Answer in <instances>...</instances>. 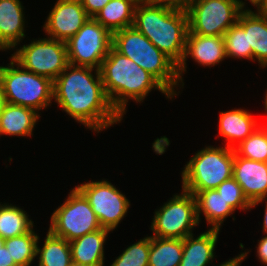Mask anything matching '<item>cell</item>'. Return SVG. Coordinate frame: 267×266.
I'll return each mask as SVG.
<instances>
[{
    "label": "cell",
    "instance_id": "obj_40",
    "mask_svg": "<svg viewBox=\"0 0 267 266\" xmlns=\"http://www.w3.org/2000/svg\"><path fill=\"white\" fill-rule=\"evenodd\" d=\"M133 3H135L136 5L142 4V3H146V2H150L153 0H131Z\"/></svg>",
    "mask_w": 267,
    "mask_h": 266
},
{
    "label": "cell",
    "instance_id": "obj_16",
    "mask_svg": "<svg viewBox=\"0 0 267 266\" xmlns=\"http://www.w3.org/2000/svg\"><path fill=\"white\" fill-rule=\"evenodd\" d=\"M39 116L32 108L3 102L0 105V136H31Z\"/></svg>",
    "mask_w": 267,
    "mask_h": 266
},
{
    "label": "cell",
    "instance_id": "obj_41",
    "mask_svg": "<svg viewBox=\"0 0 267 266\" xmlns=\"http://www.w3.org/2000/svg\"><path fill=\"white\" fill-rule=\"evenodd\" d=\"M3 103V97H2V82L0 77V105Z\"/></svg>",
    "mask_w": 267,
    "mask_h": 266
},
{
    "label": "cell",
    "instance_id": "obj_3",
    "mask_svg": "<svg viewBox=\"0 0 267 266\" xmlns=\"http://www.w3.org/2000/svg\"><path fill=\"white\" fill-rule=\"evenodd\" d=\"M133 27L177 66L181 63L188 32L185 9L171 7L157 0L136 5Z\"/></svg>",
    "mask_w": 267,
    "mask_h": 266
},
{
    "label": "cell",
    "instance_id": "obj_32",
    "mask_svg": "<svg viewBox=\"0 0 267 266\" xmlns=\"http://www.w3.org/2000/svg\"><path fill=\"white\" fill-rule=\"evenodd\" d=\"M83 8L90 18H94L96 14L110 1V0H80Z\"/></svg>",
    "mask_w": 267,
    "mask_h": 266
},
{
    "label": "cell",
    "instance_id": "obj_35",
    "mask_svg": "<svg viewBox=\"0 0 267 266\" xmlns=\"http://www.w3.org/2000/svg\"><path fill=\"white\" fill-rule=\"evenodd\" d=\"M0 266H17L5 245L0 249Z\"/></svg>",
    "mask_w": 267,
    "mask_h": 266
},
{
    "label": "cell",
    "instance_id": "obj_8",
    "mask_svg": "<svg viewBox=\"0 0 267 266\" xmlns=\"http://www.w3.org/2000/svg\"><path fill=\"white\" fill-rule=\"evenodd\" d=\"M50 223L49 231L68 242L102 228L88 200L76 187L52 213Z\"/></svg>",
    "mask_w": 267,
    "mask_h": 266
},
{
    "label": "cell",
    "instance_id": "obj_42",
    "mask_svg": "<svg viewBox=\"0 0 267 266\" xmlns=\"http://www.w3.org/2000/svg\"><path fill=\"white\" fill-rule=\"evenodd\" d=\"M5 245V239L0 236V249Z\"/></svg>",
    "mask_w": 267,
    "mask_h": 266
},
{
    "label": "cell",
    "instance_id": "obj_20",
    "mask_svg": "<svg viewBox=\"0 0 267 266\" xmlns=\"http://www.w3.org/2000/svg\"><path fill=\"white\" fill-rule=\"evenodd\" d=\"M23 9L20 0H0V42L8 50L25 37Z\"/></svg>",
    "mask_w": 267,
    "mask_h": 266
},
{
    "label": "cell",
    "instance_id": "obj_36",
    "mask_svg": "<svg viewBox=\"0 0 267 266\" xmlns=\"http://www.w3.org/2000/svg\"><path fill=\"white\" fill-rule=\"evenodd\" d=\"M248 252H242L239 256L229 259L228 261L223 262L219 266H240V264L247 258ZM246 257V258H245Z\"/></svg>",
    "mask_w": 267,
    "mask_h": 266
},
{
    "label": "cell",
    "instance_id": "obj_5",
    "mask_svg": "<svg viewBox=\"0 0 267 266\" xmlns=\"http://www.w3.org/2000/svg\"><path fill=\"white\" fill-rule=\"evenodd\" d=\"M0 77L3 102L29 107L37 112L52 103L53 81L22 68L12 57L8 66H0Z\"/></svg>",
    "mask_w": 267,
    "mask_h": 266
},
{
    "label": "cell",
    "instance_id": "obj_12",
    "mask_svg": "<svg viewBox=\"0 0 267 266\" xmlns=\"http://www.w3.org/2000/svg\"><path fill=\"white\" fill-rule=\"evenodd\" d=\"M76 188L88 200L102 228L113 231L127 214L130 201L107 180L91 181Z\"/></svg>",
    "mask_w": 267,
    "mask_h": 266
},
{
    "label": "cell",
    "instance_id": "obj_44",
    "mask_svg": "<svg viewBox=\"0 0 267 266\" xmlns=\"http://www.w3.org/2000/svg\"><path fill=\"white\" fill-rule=\"evenodd\" d=\"M0 50H8L1 42H0Z\"/></svg>",
    "mask_w": 267,
    "mask_h": 266
},
{
    "label": "cell",
    "instance_id": "obj_39",
    "mask_svg": "<svg viewBox=\"0 0 267 266\" xmlns=\"http://www.w3.org/2000/svg\"><path fill=\"white\" fill-rule=\"evenodd\" d=\"M265 1L266 0H249V2H251L253 6L257 7V10L262 6Z\"/></svg>",
    "mask_w": 267,
    "mask_h": 266
},
{
    "label": "cell",
    "instance_id": "obj_43",
    "mask_svg": "<svg viewBox=\"0 0 267 266\" xmlns=\"http://www.w3.org/2000/svg\"><path fill=\"white\" fill-rule=\"evenodd\" d=\"M264 107H265V112H267V92H266V95H265V100H264Z\"/></svg>",
    "mask_w": 267,
    "mask_h": 266
},
{
    "label": "cell",
    "instance_id": "obj_29",
    "mask_svg": "<svg viewBox=\"0 0 267 266\" xmlns=\"http://www.w3.org/2000/svg\"><path fill=\"white\" fill-rule=\"evenodd\" d=\"M223 38L227 58L252 60V48H248L247 34L238 23L231 26Z\"/></svg>",
    "mask_w": 267,
    "mask_h": 266
},
{
    "label": "cell",
    "instance_id": "obj_7",
    "mask_svg": "<svg viewBox=\"0 0 267 266\" xmlns=\"http://www.w3.org/2000/svg\"><path fill=\"white\" fill-rule=\"evenodd\" d=\"M241 0H197L187 9L188 31L202 36H223L238 21Z\"/></svg>",
    "mask_w": 267,
    "mask_h": 266
},
{
    "label": "cell",
    "instance_id": "obj_37",
    "mask_svg": "<svg viewBox=\"0 0 267 266\" xmlns=\"http://www.w3.org/2000/svg\"><path fill=\"white\" fill-rule=\"evenodd\" d=\"M266 200V206H265V210H264V220H263V232L265 234H267V198L266 199H259L256 200L254 202H252L251 207H255L256 205H258L259 203H262V201Z\"/></svg>",
    "mask_w": 267,
    "mask_h": 266
},
{
    "label": "cell",
    "instance_id": "obj_19",
    "mask_svg": "<svg viewBox=\"0 0 267 266\" xmlns=\"http://www.w3.org/2000/svg\"><path fill=\"white\" fill-rule=\"evenodd\" d=\"M109 229L101 228L71 242L72 263L82 266H104V243Z\"/></svg>",
    "mask_w": 267,
    "mask_h": 266
},
{
    "label": "cell",
    "instance_id": "obj_9",
    "mask_svg": "<svg viewBox=\"0 0 267 266\" xmlns=\"http://www.w3.org/2000/svg\"><path fill=\"white\" fill-rule=\"evenodd\" d=\"M153 217L152 236L158 238L185 239L199 225L195 197L185 190L156 210Z\"/></svg>",
    "mask_w": 267,
    "mask_h": 266
},
{
    "label": "cell",
    "instance_id": "obj_14",
    "mask_svg": "<svg viewBox=\"0 0 267 266\" xmlns=\"http://www.w3.org/2000/svg\"><path fill=\"white\" fill-rule=\"evenodd\" d=\"M188 56L201 66H215L227 58L223 36H202L187 32L184 56L177 66V74L182 86L184 85L182 74L186 72Z\"/></svg>",
    "mask_w": 267,
    "mask_h": 266
},
{
    "label": "cell",
    "instance_id": "obj_45",
    "mask_svg": "<svg viewBox=\"0 0 267 266\" xmlns=\"http://www.w3.org/2000/svg\"><path fill=\"white\" fill-rule=\"evenodd\" d=\"M70 266H82V265H78V264L72 263Z\"/></svg>",
    "mask_w": 267,
    "mask_h": 266
},
{
    "label": "cell",
    "instance_id": "obj_2",
    "mask_svg": "<svg viewBox=\"0 0 267 266\" xmlns=\"http://www.w3.org/2000/svg\"><path fill=\"white\" fill-rule=\"evenodd\" d=\"M99 71L105 93L122 118L129 99L141 103L152 89H158L167 98H173L152 74L113 47L102 61Z\"/></svg>",
    "mask_w": 267,
    "mask_h": 266
},
{
    "label": "cell",
    "instance_id": "obj_38",
    "mask_svg": "<svg viewBox=\"0 0 267 266\" xmlns=\"http://www.w3.org/2000/svg\"><path fill=\"white\" fill-rule=\"evenodd\" d=\"M259 14L267 16V0L262 4V6L256 10Z\"/></svg>",
    "mask_w": 267,
    "mask_h": 266
},
{
    "label": "cell",
    "instance_id": "obj_15",
    "mask_svg": "<svg viewBox=\"0 0 267 266\" xmlns=\"http://www.w3.org/2000/svg\"><path fill=\"white\" fill-rule=\"evenodd\" d=\"M232 177L252 203L267 197V162L254 161L234 152Z\"/></svg>",
    "mask_w": 267,
    "mask_h": 266
},
{
    "label": "cell",
    "instance_id": "obj_33",
    "mask_svg": "<svg viewBox=\"0 0 267 266\" xmlns=\"http://www.w3.org/2000/svg\"><path fill=\"white\" fill-rule=\"evenodd\" d=\"M257 257L260 263L267 265V235L258 242Z\"/></svg>",
    "mask_w": 267,
    "mask_h": 266
},
{
    "label": "cell",
    "instance_id": "obj_21",
    "mask_svg": "<svg viewBox=\"0 0 267 266\" xmlns=\"http://www.w3.org/2000/svg\"><path fill=\"white\" fill-rule=\"evenodd\" d=\"M219 232V229L210 228L197 238L191 234L183 239V255L179 266H207L212 263Z\"/></svg>",
    "mask_w": 267,
    "mask_h": 266
},
{
    "label": "cell",
    "instance_id": "obj_34",
    "mask_svg": "<svg viewBox=\"0 0 267 266\" xmlns=\"http://www.w3.org/2000/svg\"><path fill=\"white\" fill-rule=\"evenodd\" d=\"M159 2L165 3L168 6L180 8V9H187L192 3L197 0H157Z\"/></svg>",
    "mask_w": 267,
    "mask_h": 266
},
{
    "label": "cell",
    "instance_id": "obj_27",
    "mask_svg": "<svg viewBox=\"0 0 267 266\" xmlns=\"http://www.w3.org/2000/svg\"><path fill=\"white\" fill-rule=\"evenodd\" d=\"M38 240L39 236L32 228L28 233L6 239L5 246L17 266H30L37 257L36 245Z\"/></svg>",
    "mask_w": 267,
    "mask_h": 266
},
{
    "label": "cell",
    "instance_id": "obj_26",
    "mask_svg": "<svg viewBox=\"0 0 267 266\" xmlns=\"http://www.w3.org/2000/svg\"><path fill=\"white\" fill-rule=\"evenodd\" d=\"M23 209L12 204L0 203V236L9 239L28 233L33 228V221Z\"/></svg>",
    "mask_w": 267,
    "mask_h": 266
},
{
    "label": "cell",
    "instance_id": "obj_22",
    "mask_svg": "<svg viewBox=\"0 0 267 266\" xmlns=\"http://www.w3.org/2000/svg\"><path fill=\"white\" fill-rule=\"evenodd\" d=\"M197 218L200 223V214L205 215L208 225L212 229H219L229 215L235 210L223 199L216 189H207L197 192L195 195Z\"/></svg>",
    "mask_w": 267,
    "mask_h": 266
},
{
    "label": "cell",
    "instance_id": "obj_23",
    "mask_svg": "<svg viewBox=\"0 0 267 266\" xmlns=\"http://www.w3.org/2000/svg\"><path fill=\"white\" fill-rule=\"evenodd\" d=\"M135 7L131 0H110L94 19L113 34L133 26Z\"/></svg>",
    "mask_w": 267,
    "mask_h": 266
},
{
    "label": "cell",
    "instance_id": "obj_13",
    "mask_svg": "<svg viewBox=\"0 0 267 266\" xmlns=\"http://www.w3.org/2000/svg\"><path fill=\"white\" fill-rule=\"evenodd\" d=\"M89 18L80 0H57L43 28L50 38L67 42Z\"/></svg>",
    "mask_w": 267,
    "mask_h": 266
},
{
    "label": "cell",
    "instance_id": "obj_31",
    "mask_svg": "<svg viewBox=\"0 0 267 266\" xmlns=\"http://www.w3.org/2000/svg\"><path fill=\"white\" fill-rule=\"evenodd\" d=\"M216 190L234 210L252 209V203L246 198L242 187L233 177L223 181Z\"/></svg>",
    "mask_w": 267,
    "mask_h": 266
},
{
    "label": "cell",
    "instance_id": "obj_28",
    "mask_svg": "<svg viewBox=\"0 0 267 266\" xmlns=\"http://www.w3.org/2000/svg\"><path fill=\"white\" fill-rule=\"evenodd\" d=\"M235 152L254 161L267 162V125L259 126L250 136L234 148Z\"/></svg>",
    "mask_w": 267,
    "mask_h": 266
},
{
    "label": "cell",
    "instance_id": "obj_30",
    "mask_svg": "<svg viewBox=\"0 0 267 266\" xmlns=\"http://www.w3.org/2000/svg\"><path fill=\"white\" fill-rule=\"evenodd\" d=\"M150 236L128 246L110 266H148Z\"/></svg>",
    "mask_w": 267,
    "mask_h": 266
},
{
    "label": "cell",
    "instance_id": "obj_18",
    "mask_svg": "<svg viewBox=\"0 0 267 266\" xmlns=\"http://www.w3.org/2000/svg\"><path fill=\"white\" fill-rule=\"evenodd\" d=\"M259 126L248 110L240 108L220 112L218 129L219 134L228 142L226 147L234 149Z\"/></svg>",
    "mask_w": 267,
    "mask_h": 266
},
{
    "label": "cell",
    "instance_id": "obj_6",
    "mask_svg": "<svg viewBox=\"0 0 267 266\" xmlns=\"http://www.w3.org/2000/svg\"><path fill=\"white\" fill-rule=\"evenodd\" d=\"M235 150L229 147L206 146L185 165L182 190L195 195L207 189H216L232 177Z\"/></svg>",
    "mask_w": 267,
    "mask_h": 266
},
{
    "label": "cell",
    "instance_id": "obj_10",
    "mask_svg": "<svg viewBox=\"0 0 267 266\" xmlns=\"http://www.w3.org/2000/svg\"><path fill=\"white\" fill-rule=\"evenodd\" d=\"M12 58L37 75L45 76L54 81L67 67L66 42L54 38L36 39L23 45L12 54Z\"/></svg>",
    "mask_w": 267,
    "mask_h": 266
},
{
    "label": "cell",
    "instance_id": "obj_1",
    "mask_svg": "<svg viewBox=\"0 0 267 266\" xmlns=\"http://www.w3.org/2000/svg\"><path fill=\"white\" fill-rule=\"evenodd\" d=\"M53 99L73 119L97 133L123 119L105 93L99 69L68 64L53 81Z\"/></svg>",
    "mask_w": 267,
    "mask_h": 266
},
{
    "label": "cell",
    "instance_id": "obj_4",
    "mask_svg": "<svg viewBox=\"0 0 267 266\" xmlns=\"http://www.w3.org/2000/svg\"><path fill=\"white\" fill-rule=\"evenodd\" d=\"M112 47L152 74L173 97L177 95L174 88L181 85L177 65L133 26L113 33Z\"/></svg>",
    "mask_w": 267,
    "mask_h": 266
},
{
    "label": "cell",
    "instance_id": "obj_17",
    "mask_svg": "<svg viewBox=\"0 0 267 266\" xmlns=\"http://www.w3.org/2000/svg\"><path fill=\"white\" fill-rule=\"evenodd\" d=\"M237 23L245 30L248 48H252V60L267 67V16L246 9L238 17Z\"/></svg>",
    "mask_w": 267,
    "mask_h": 266
},
{
    "label": "cell",
    "instance_id": "obj_25",
    "mask_svg": "<svg viewBox=\"0 0 267 266\" xmlns=\"http://www.w3.org/2000/svg\"><path fill=\"white\" fill-rule=\"evenodd\" d=\"M39 255V256H38ZM38 266H70L72 256L70 244L64 238L53 235L49 230L42 248L36 245Z\"/></svg>",
    "mask_w": 267,
    "mask_h": 266
},
{
    "label": "cell",
    "instance_id": "obj_24",
    "mask_svg": "<svg viewBox=\"0 0 267 266\" xmlns=\"http://www.w3.org/2000/svg\"><path fill=\"white\" fill-rule=\"evenodd\" d=\"M183 255V239L150 236L148 266H179Z\"/></svg>",
    "mask_w": 267,
    "mask_h": 266
},
{
    "label": "cell",
    "instance_id": "obj_11",
    "mask_svg": "<svg viewBox=\"0 0 267 266\" xmlns=\"http://www.w3.org/2000/svg\"><path fill=\"white\" fill-rule=\"evenodd\" d=\"M68 63L100 69L112 47V34L94 18H89L66 42Z\"/></svg>",
    "mask_w": 267,
    "mask_h": 266
}]
</instances>
